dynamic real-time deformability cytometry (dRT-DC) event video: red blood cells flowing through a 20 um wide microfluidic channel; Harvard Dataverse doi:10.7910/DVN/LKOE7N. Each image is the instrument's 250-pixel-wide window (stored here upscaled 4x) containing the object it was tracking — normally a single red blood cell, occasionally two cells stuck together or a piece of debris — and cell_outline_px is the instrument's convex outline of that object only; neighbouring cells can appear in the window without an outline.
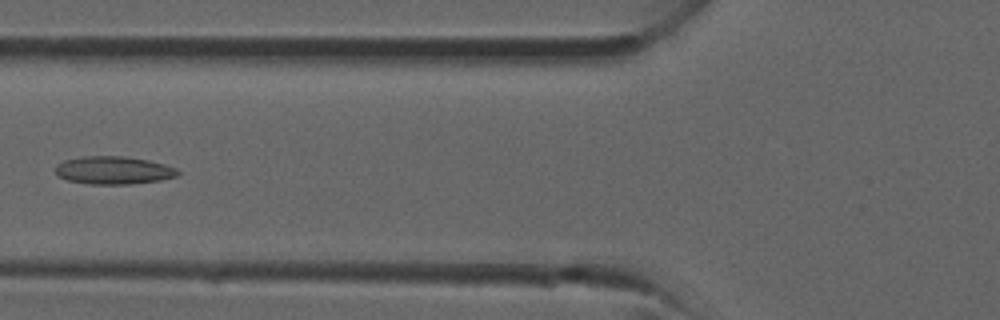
{"species": "common noctule bat (a hibernating species)", "species_latin": "Nyctalus noctula", "temperature_condition": "room temperature", "stored_images_in_passage": 38, "camera_frame_rate_fps": 3000, "um_per_image_px": 0.085, "animal": {"sex": "male", "forearm_length_mm": 52.5}, "frame": {"image": 1, "passage_image": 15, "time_ms": 4.667, "image_size_px": [1000, 320], "cell_outline_px": [[180, 172], [176, 176], [160, 180], [128, 184], [88, 184], [68, 180], [60, 176], [56, 172], [56, 168], [64, 160], [84, 156], [124, 156], [148, 160], [164, 164], [176, 168]], "centroid_in_image_um": [9.68, 14.47], "position_along_channel_um": 116.1, "area_um2": 19.65}}
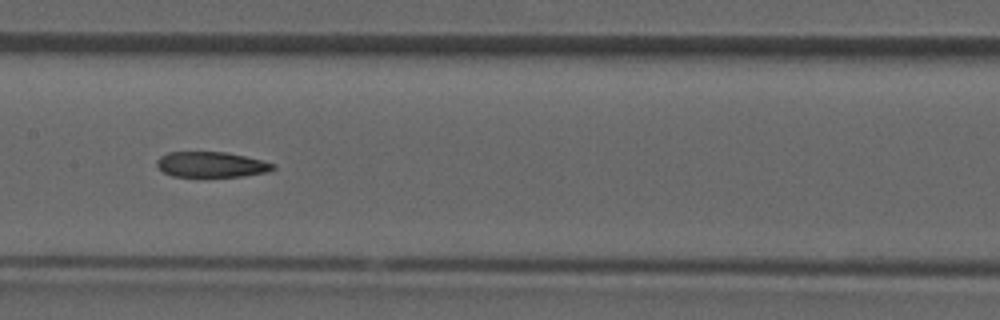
{"frame": {"image": 2, "passage_image": 19, "time_ms": 6.0, "image_size_px": [1000, 320], "cell_outline_px": [[276, 168], [268, 172], [244, 176], [200, 180], [172, 176], [164, 172], [156, 164], [156, 160], [160, 156], [168, 152], [228, 152], [264, 160], [276, 164]], "centroid_in_image_um": [17.98, 14.04], "position_along_channel_um": 189.4, "area_um2": 18.38}}
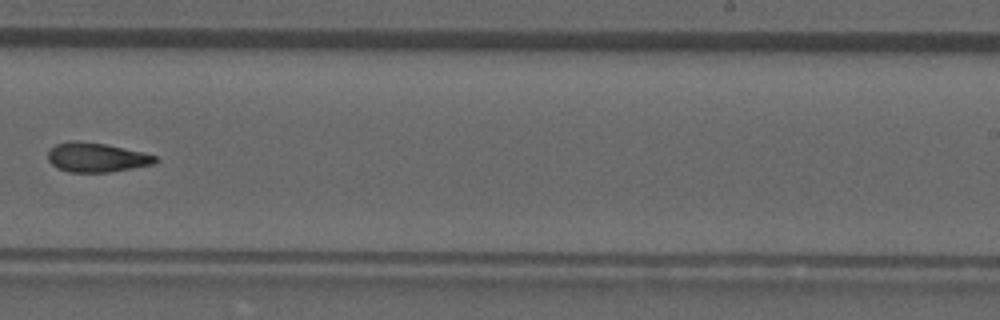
{"frame": {"image": 3, "passage_image": 24, "time_ms": 7.667, "image_size_px": [1000, 320], "cell_outline_px": [[160, 160], [152, 164], [132, 168], [108, 172], [68, 172], [56, 168], [48, 160], [48, 148], [56, 144], [68, 140], [76, 140], [104, 144], [144, 152], [156, 156]], "centroid_in_image_um": [8.16, 13.37], "position_along_channel_um": 280.8, "area_um2": 18.5}}